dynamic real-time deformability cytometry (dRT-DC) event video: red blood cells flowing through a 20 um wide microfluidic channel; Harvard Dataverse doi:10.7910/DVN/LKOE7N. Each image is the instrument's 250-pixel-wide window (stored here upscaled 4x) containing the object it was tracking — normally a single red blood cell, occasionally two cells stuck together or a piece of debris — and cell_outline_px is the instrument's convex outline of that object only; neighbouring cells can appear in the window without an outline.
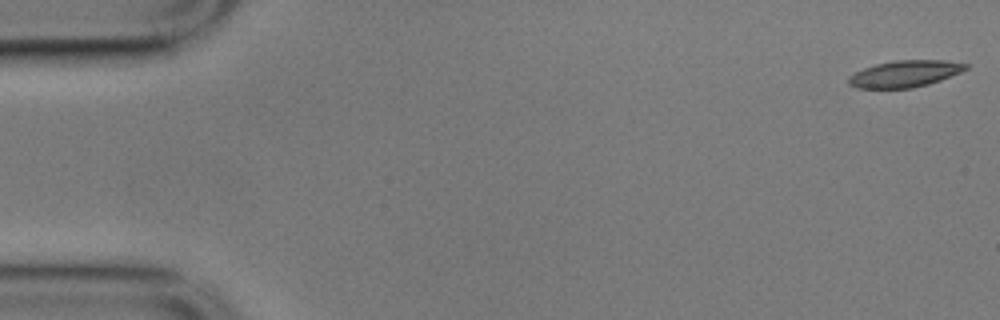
{"species": "common noctule bat (a hibernating species)", "species_latin": "Nyctalus noctula", "temperature_condition": "cold", "stored_images_in_passage": 10, "camera_frame_rate_fps": 3000, "um_per_image_px": 0.085, "animal": {"sex": "male", "body_mass_g": 17.9}, "frame": {"image": 1, "passage_image": 1, "time_ms": 0.0, "image_size_px": [1000, 320], "cell_outline_px": [[968, 68], [960, 72], [940, 80], [928, 84], [912, 88], [856, 88], [848, 84], [848, 76], [864, 68], [876, 64], [896, 60], [944, 60], [968, 64]], "centroid_in_image_um": [76.89, 6.27], "position_along_channel_um": 8.1, "area_um2": 18.09}}